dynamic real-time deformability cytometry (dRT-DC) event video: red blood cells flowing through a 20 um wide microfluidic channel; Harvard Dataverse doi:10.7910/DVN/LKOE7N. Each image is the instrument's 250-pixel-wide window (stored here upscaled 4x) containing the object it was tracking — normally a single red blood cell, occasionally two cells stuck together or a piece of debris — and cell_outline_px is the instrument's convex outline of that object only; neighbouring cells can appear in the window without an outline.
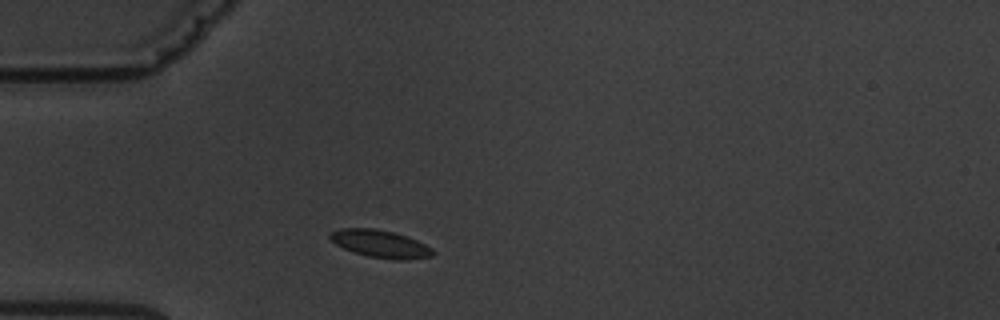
{"species": "common noctule bat (a hibernating species)", "species_latin": "Nyctalus noctula", "temperature_condition": "warm", "stored_images_in_passage": 2, "camera_frame_rate_fps": 3000, "um_per_image_px": 0.085, "animal": {"sex": "male", "body_mass_g": 19.5, "forearm_length_mm": 54.6}, "frame": {"image": 1, "passage_image": 1, "time_ms": 0.0, "image_size_px": [1000, 320], "cell_outline_px": [[436, 252], [432, 256], [408, 260], [392, 260], [368, 256], [352, 252], [328, 240], [328, 232], [340, 228], [376, 228], [408, 236], [432, 248]], "centroid_in_image_um": [32.3, 20.72], "position_along_channel_um": 52.7, "area_um2": 16.82}}